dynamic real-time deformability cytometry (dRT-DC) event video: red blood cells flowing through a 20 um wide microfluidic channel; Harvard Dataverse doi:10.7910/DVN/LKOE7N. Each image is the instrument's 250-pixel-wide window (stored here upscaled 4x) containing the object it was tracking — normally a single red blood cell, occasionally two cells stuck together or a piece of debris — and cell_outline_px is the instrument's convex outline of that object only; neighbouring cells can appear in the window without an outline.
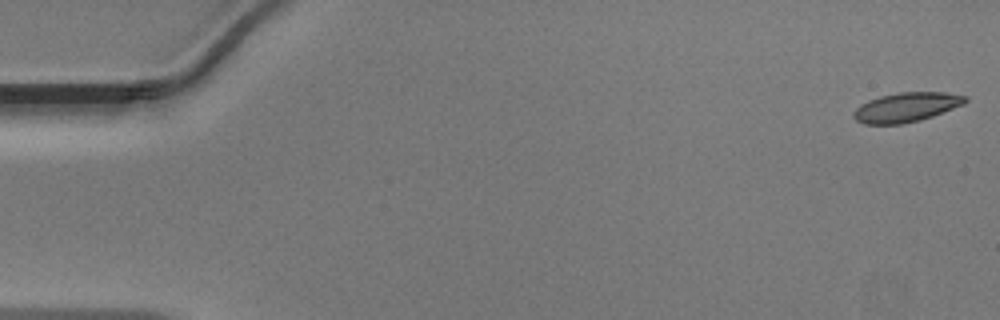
{"species": "Egyptian fruit bat (a non-hibernating species)", "species_latin": "Rousettus aegyptiacus", "temperature_condition": "warm", "stored_images_in_passage": 48, "camera_frame_rate_fps": 3000, "um_per_image_px": 0.085, "animal": {"sex": "male"}, "frame": {"image": 1, "passage_image": 1, "time_ms": 0.0, "image_size_px": [1000, 320], "cell_outline_px": [[968, 100], [964, 104], [932, 116], [920, 120], [904, 124], [864, 124], [856, 120], [852, 116], [852, 112], [860, 104], [868, 100], [880, 96], [900, 92], [944, 92], [968, 96]], "centroid_in_image_um": [77.02, 9.11], "position_along_channel_um": 8.0, "area_um2": 19.25}}
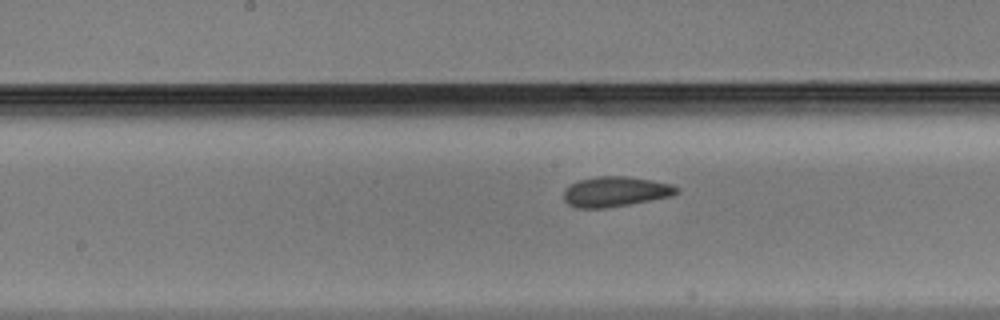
{"frame": {"image": 2, "passage_image": 25, "time_ms": 8.0, "image_size_px": [1000, 320], "cell_outline_px": [[680, 192], [672, 196], [608, 208], [576, 208], [568, 204], [564, 200], [564, 192], [572, 184], [580, 180], [600, 176], [624, 176], [652, 180], [672, 184], [680, 188]], "centroid_in_image_um": [52.36, 16.3], "position_along_channel_um": 195.8, "area_um2": 19.77}}
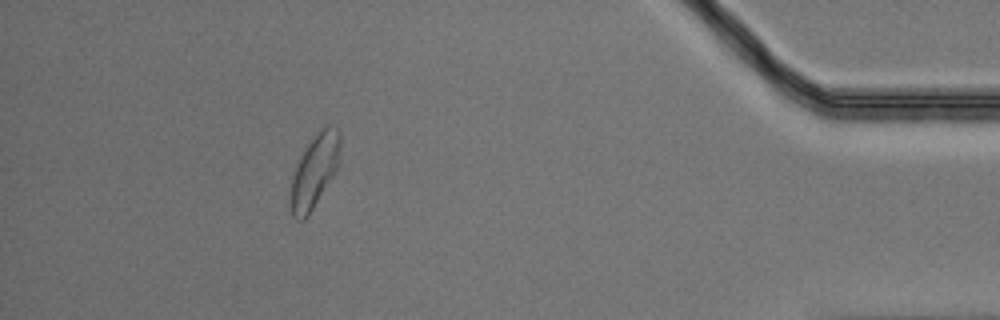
{"frame": {"image": 3, "passage_image": 44, "time_ms": 14.333, "image_size_px": [1000, 320], "cell_outline_px": [[340, 164], [336, 172], [308, 216], [304, 220], [300, 220], [292, 216], [288, 200], [292, 176], [304, 148], [316, 132], [328, 124], [336, 128], [340, 132]], "centroid_in_image_um": [26.73, 14.55], "position_along_channel_um": 408.5, "area_um2": 21.62}}